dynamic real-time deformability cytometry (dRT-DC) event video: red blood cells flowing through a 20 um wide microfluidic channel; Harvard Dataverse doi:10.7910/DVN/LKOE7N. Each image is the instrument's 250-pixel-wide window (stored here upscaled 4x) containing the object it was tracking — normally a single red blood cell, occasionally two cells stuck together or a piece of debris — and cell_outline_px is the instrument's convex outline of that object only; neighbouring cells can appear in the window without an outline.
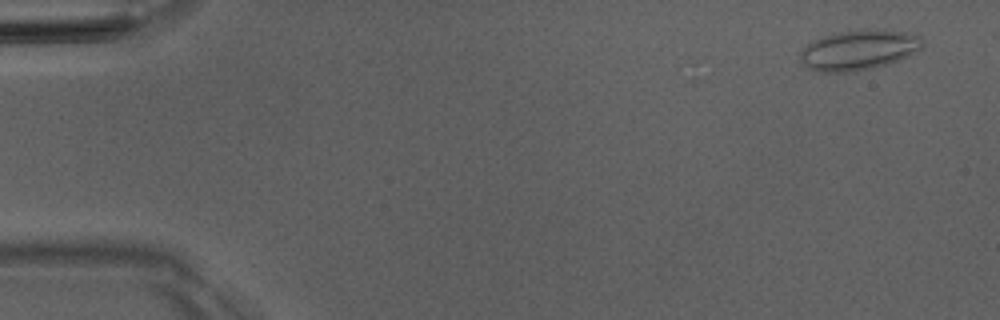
{"species": "Egyptian fruit bat (a non-hibernating species)", "species_latin": "Rousettus aegyptiacus", "temperature_condition": "room temperature", "stored_images_in_passage": 5, "camera_frame_rate_fps": 3000, "um_per_image_px": 0.085, "animal": {"sex": "male"}, "frame": {"image": 1, "passage_image": 1, "time_ms": 0.0, "image_size_px": [1000, 320], "cell_outline_px": [[924, 44], [916, 52], [908, 56], [888, 64], [872, 68], [852, 72], [820, 72], [808, 68], [800, 60], [800, 52], [808, 44], [824, 36], [836, 32], [904, 32], [920, 36], [924, 40]], "centroid_in_image_um": [72.98, 4.3], "position_along_channel_um": 12.0, "area_um2": 27.63}}